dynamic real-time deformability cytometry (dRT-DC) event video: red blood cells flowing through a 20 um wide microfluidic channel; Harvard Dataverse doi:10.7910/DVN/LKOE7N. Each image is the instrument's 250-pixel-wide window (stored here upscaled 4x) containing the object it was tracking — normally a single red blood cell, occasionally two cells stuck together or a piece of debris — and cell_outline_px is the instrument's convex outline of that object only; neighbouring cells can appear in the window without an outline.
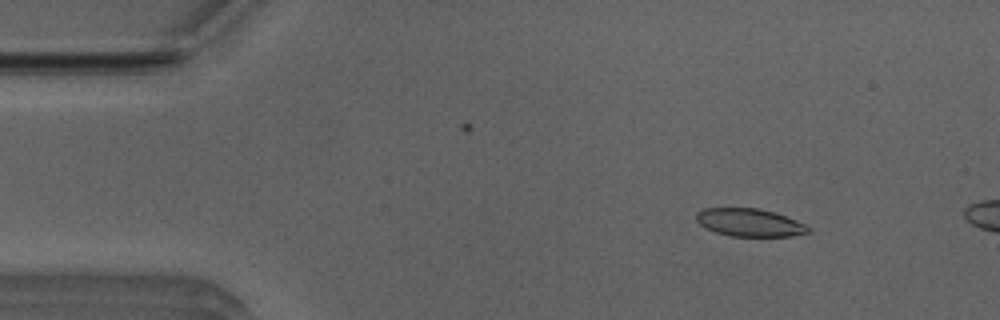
{"species": "Egyptian fruit bat (a non-hibernating species)", "species_latin": "Rousettus aegyptiacus", "temperature_condition": "room temperature", "stored_images_in_passage": 48, "camera_frame_rate_fps": 3000, "um_per_image_px": 0.085, "animal": {"sex": "male"}, "frame": {"image": 1, "passage_image": 6, "time_ms": 1.667, "image_size_px": [1000, 320], "cell_outline_px": [[812, 228], [808, 232], [792, 236], [732, 236], [716, 232], [704, 228], [696, 220], [696, 212], [704, 208], [756, 208], [772, 212], [796, 220]], "centroid_in_image_um": [63.68, 18.92], "position_along_channel_um": 21.3, "area_um2": 18.03}}
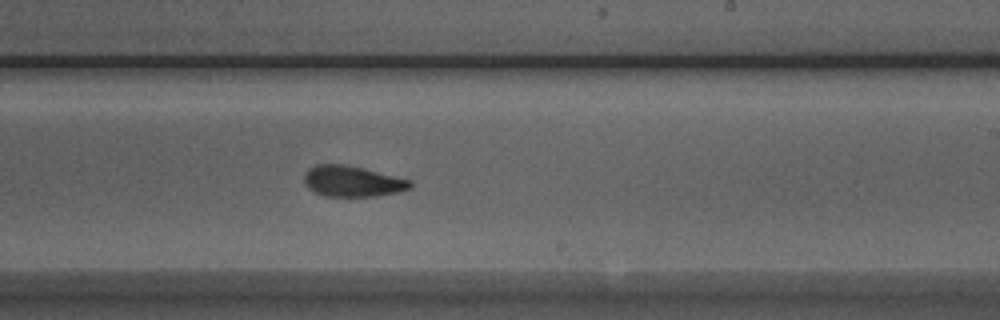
{"frame": {"image": 2, "passage_image": 30, "time_ms": 9.667, "image_size_px": [1000, 320], "cell_outline_px": [[412, 188], [396, 192], [376, 196], [324, 196], [308, 188], [304, 184], [304, 176], [308, 168], [316, 164], [340, 164], [360, 168], [412, 180]], "centroid_in_image_um": [29.93, 15.41], "position_along_channel_um": 259.1, "area_um2": 18.84}}
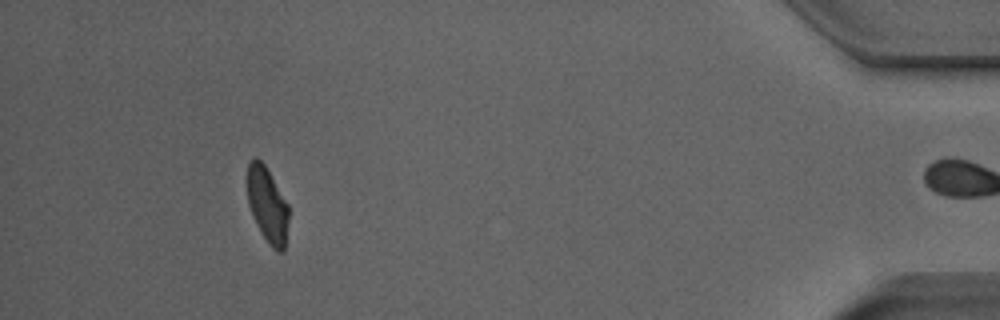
{"frame": {"image": 3, "passage_image": 47, "time_ms": 15.333, "image_size_px": [1000, 320], "cell_outline_px": [[288, 220], [284, 252], [276, 252], [268, 244], [260, 232], [256, 224], [248, 204], [248, 164], [256, 156], [264, 164], [288, 204]], "centroid_in_image_um": [22.73, 17.46], "position_along_channel_um": 412.5, "area_um2": 18.03}, "authors_computed_cell_mechanics": {"area_um2": 19.1318, "velocity_mm_per_s": 3.9181, "shape_relaxation_time_tau1_ms": 3.7494, "shape_relaxation_time_tau2_ms": 2.2, "deformation_change_tau1": 0.1503, "deformation_change_tau2": 0.0918}}